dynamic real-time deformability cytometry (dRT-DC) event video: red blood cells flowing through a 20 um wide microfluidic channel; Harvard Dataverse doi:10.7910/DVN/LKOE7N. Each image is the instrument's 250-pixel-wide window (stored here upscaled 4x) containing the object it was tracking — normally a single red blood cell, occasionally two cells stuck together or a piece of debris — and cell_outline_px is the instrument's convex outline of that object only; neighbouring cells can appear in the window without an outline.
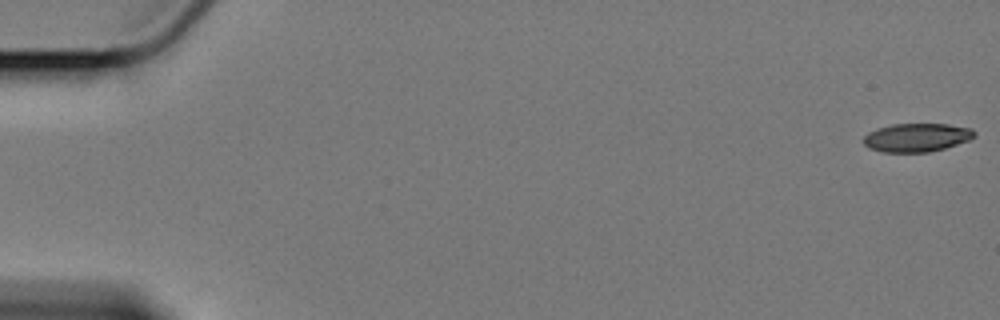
{"species": "Egyptian fruit bat (a non-hibernating species)", "species_latin": "Rousettus aegyptiacus", "temperature_condition": "cold", "stored_images_in_passage": 60, "camera_frame_rate_fps": 3000, "um_per_image_px": 0.085, "animal": {"sex": "female"}, "frame": {"image": 1, "passage_image": 1, "time_ms": 0.0, "image_size_px": [1000, 320], "cell_outline_px": [[976, 136], [968, 140], [944, 148], [928, 152], [880, 152], [868, 148], [860, 140], [868, 132], [876, 128], [892, 124], [948, 124], [972, 128], [976, 132]], "centroid_in_image_um": [77.87, 11.68], "position_along_channel_um": 7.1, "area_um2": 18.61}}
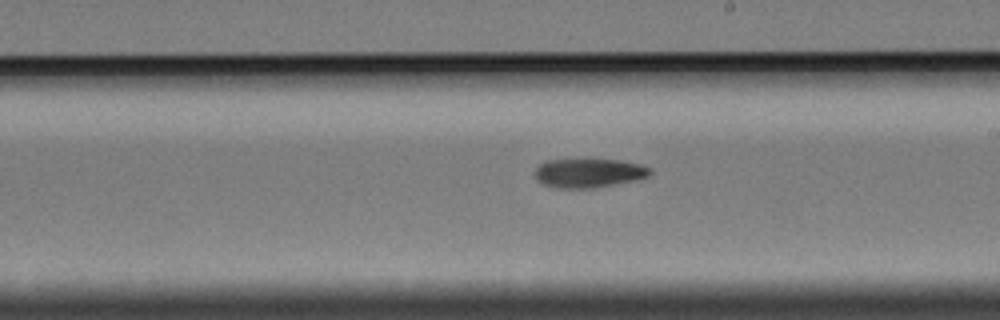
{"frame": {"image": 2, "passage_image": 35, "time_ms": 11.333, "image_size_px": [1000, 320], "cell_outline_px": [[652, 172], [648, 176], [636, 180], [592, 188], [552, 188], [536, 180], [536, 168], [544, 160], [588, 156], [620, 160], [640, 164], [652, 168]], "centroid_in_image_um": [50.03, 14.64], "position_along_channel_um": 239.0, "area_um2": 20.52}}
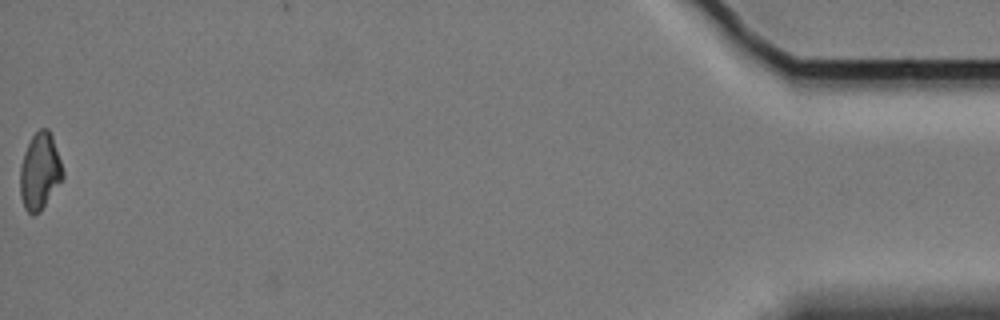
{"frame": {"image": 3, "passage_image": 60, "time_ms": 19.667, "image_size_px": [1000, 320], "cell_outline_px": [[64, 176], [40, 212], [32, 216], [24, 208], [20, 196], [20, 168], [24, 152], [32, 136], [40, 128], [48, 128], [52, 136], [64, 172]], "centroid_in_image_um": [3.37, 14.58], "position_along_channel_um": 431.8, "area_um2": 18.96}, "authors_computed_cell_mechanics": {"area_um2": 19.5942, "velocity_mm_per_s": 3.4001, "shape_relaxation_time_tau1_ms": 10.8087, "shape_relaxation_time_tau2_ms": null, "deformation_change_tau1": 0.1753, "deformation_change_tau2": null}}